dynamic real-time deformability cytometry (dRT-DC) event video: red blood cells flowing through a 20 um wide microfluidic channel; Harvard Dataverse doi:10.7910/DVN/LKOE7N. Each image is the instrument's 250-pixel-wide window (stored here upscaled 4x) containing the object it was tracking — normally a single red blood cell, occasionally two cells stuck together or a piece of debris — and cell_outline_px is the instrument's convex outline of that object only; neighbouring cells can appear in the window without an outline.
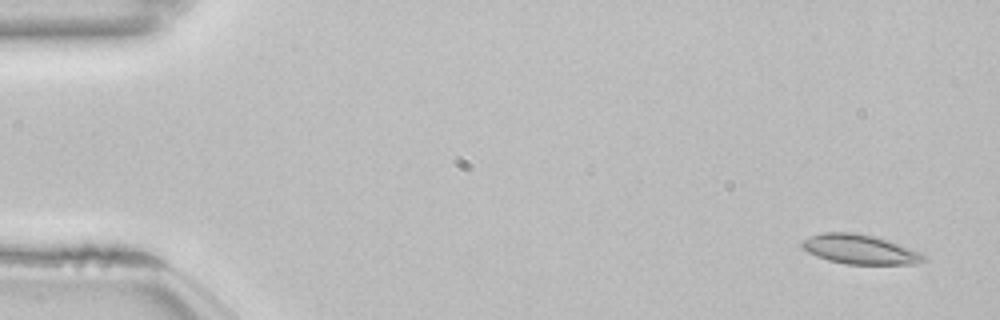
{"species": "common noctule bat (a hibernating species)", "species_latin": "Nyctalus noctula", "temperature_condition": "room temperature", "stored_images_in_passage": 52, "camera_frame_rate_fps": 3000, "um_per_image_px": 0.085, "animal": {"sex": "female", "body_mass_g": 22.7, "forearm_length_mm": 54.2}, "frame": {"image": 1, "passage_image": 1, "time_ms": 0.0, "image_size_px": [1000, 320], "cell_outline_px": [[928, 260], [912, 264], [848, 264], [828, 260], [816, 256], [808, 252], [800, 244], [800, 240], [808, 236], [820, 232], [852, 232], [872, 236], [888, 240], [924, 252]], "centroid_in_image_um": [73.1, 21.18], "position_along_channel_um": 11.9, "area_um2": 21.21}}
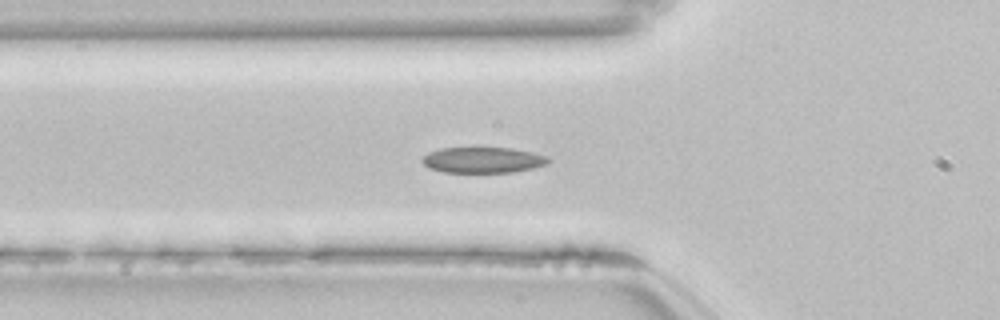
{"frame": {"image": 2, "passage_image": 17, "time_ms": 5.333, "image_size_px": [1000, 320], "cell_outline_px": [[552, 160], [548, 164], [532, 168], [512, 172], [444, 172], [428, 168], [420, 160], [428, 152], [440, 148], [512, 148], [532, 152], [548, 156]], "centroid_in_image_um": [41.06, 13.6], "position_along_channel_um": 84.7, "area_um2": 19.02}}
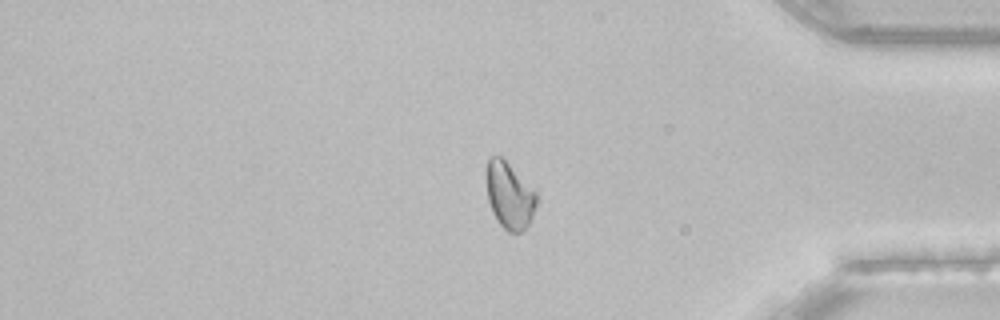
{"frame": {"image": 3, "passage_image": 43, "time_ms": 14.0, "image_size_px": [1000, 320], "cell_outline_px": [[536, 204], [532, 216], [524, 232], [508, 232], [496, 220], [492, 212], [488, 200], [484, 176], [484, 172], [488, 156], [504, 156], [536, 192]], "centroid_in_image_um": [43.25, 16.55], "position_along_channel_um": 392.0, "area_um2": 20.06}, "authors_computed_cell_mechanics": {"area_um2": 19.6231, "velocity_mm_per_s": 3.8305, "shape_relaxation_time_tau1_ms": 6.9377, "shape_relaxation_time_tau2_ms": 5.4307, "deformation_change_tau1": 0.1469, "deformation_change_tau2": 0.1103}}